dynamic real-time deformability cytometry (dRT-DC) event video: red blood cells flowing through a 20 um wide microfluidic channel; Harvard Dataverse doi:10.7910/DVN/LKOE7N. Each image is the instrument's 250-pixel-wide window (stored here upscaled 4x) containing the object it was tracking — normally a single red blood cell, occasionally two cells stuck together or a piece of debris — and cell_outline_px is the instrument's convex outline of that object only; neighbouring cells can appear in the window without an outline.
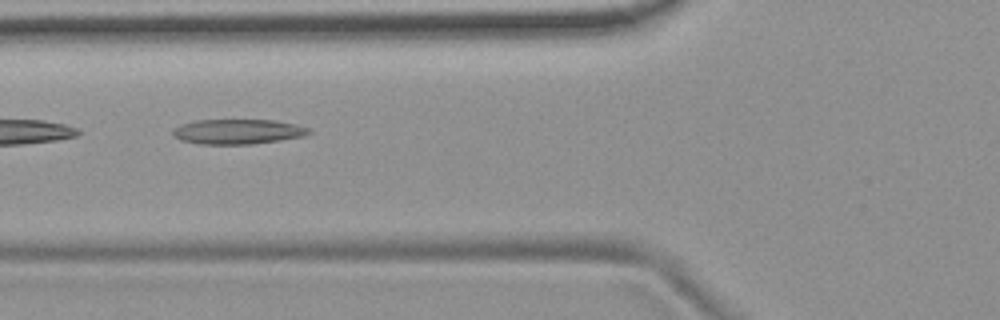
{"species": "common noctule bat (a hibernating species)", "species_latin": "Nyctalus noctula", "temperature_condition": "room temperature", "stored_images_in_passage": 10, "camera_frame_rate_fps": 3000, "um_per_image_px": 0.085, "animal": {"sex": "female", "body_mass_g": 19.9}, "frame": {"image": 1, "passage_image": 5, "time_ms": 5.667, "image_size_px": [1000, 320], "cell_outline_px": [[312, 132], [304, 136], [280, 140], [252, 144], [200, 144], [180, 140], [172, 136], [172, 128], [180, 124], [196, 120], [276, 120], [296, 124], [312, 128]], "centroid_in_image_um": [20.21, 11.18], "position_along_channel_um": 105.6, "area_um2": 20.06}}
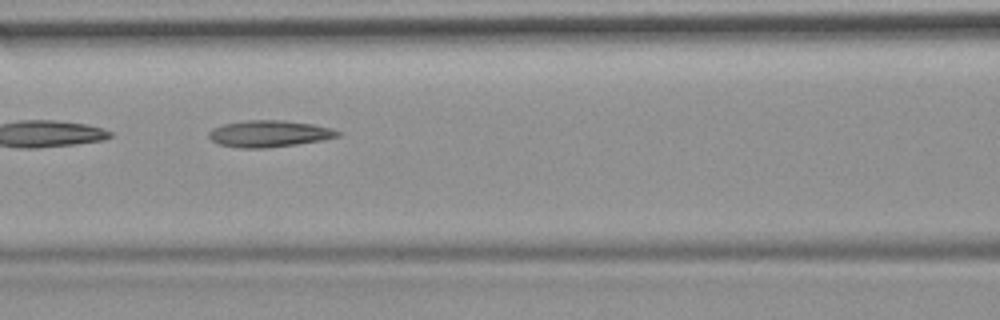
{"frame": {"image": 2, "passage_image": 6, "time_ms": 6.667, "image_size_px": [1000, 320], "cell_outline_px": [[340, 136], [324, 140], [268, 148], [240, 148], [220, 144], [212, 140], [208, 136], [208, 132], [212, 128], [224, 124], [244, 120], [284, 120], [312, 124], [332, 128], [340, 132]], "centroid_in_image_um": [22.89, 11.36], "position_along_channel_um": 143.7, "area_um2": 20.06}}
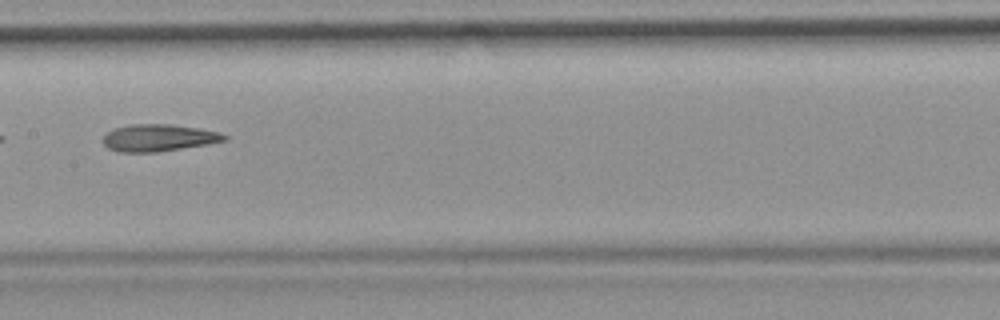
{"frame": {"image": 3, "passage_image": 7, "time_ms": 8.0, "image_size_px": [1000, 320], "cell_outline_px": [[228, 140], [208, 144], [156, 152], [116, 152], [108, 148], [104, 144], [104, 136], [108, 132], [116, 128], [132, 124], [172, 124], [220, 132], [228, 136]], "centroid_in_image_um": [13.5, 11.72], "position_along_channel_um": 193.9, "area_um2": 19.02}}